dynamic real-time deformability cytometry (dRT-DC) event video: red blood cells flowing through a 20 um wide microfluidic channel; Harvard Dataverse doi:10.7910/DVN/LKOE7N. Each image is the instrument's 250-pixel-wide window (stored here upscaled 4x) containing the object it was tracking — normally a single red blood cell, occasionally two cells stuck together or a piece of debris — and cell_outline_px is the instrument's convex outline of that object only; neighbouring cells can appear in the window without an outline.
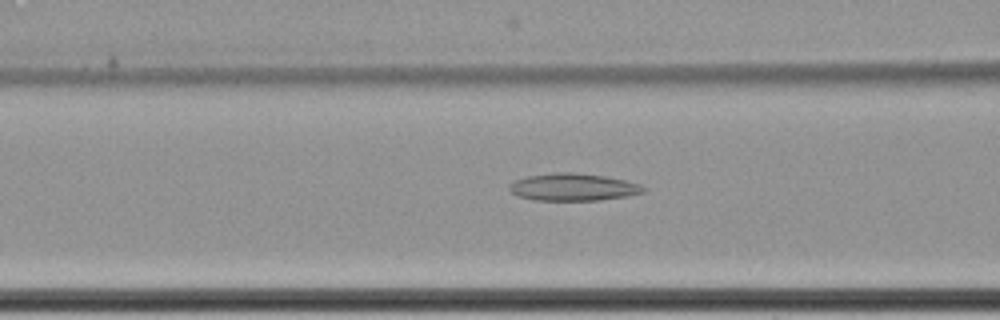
{"species": "common noctule bat (a hibernating species)", "species_latin": "Nyctalus noctula", "temperature_condition": "cold", "stored_images_in_passage": 65, "camera_frame_rate_fps": 3000, "um_per_image_px": 0.085, "animal": {"sex": "female", "body_mass_g": 22.7, "forearm_length_mm": 54.2}, "frame": {"image": 1, "passage_image": 30, "time_ms": 9.667, "image_size_px": [1000, 320], "cell_outline_px": [[648, 188], [644, 192], [628, 196], [600, 200], [532, 200], [516, 196], [508, 188], [508, 184], [516, 180], [528, 176], [556, 172], [576, 172], [604, 176], [624, 180], [640, 184]], "centroid_in_image_um": [48.72, 15.9], "position_along_channel_um": 117.9, "area_um2": 21.5}}
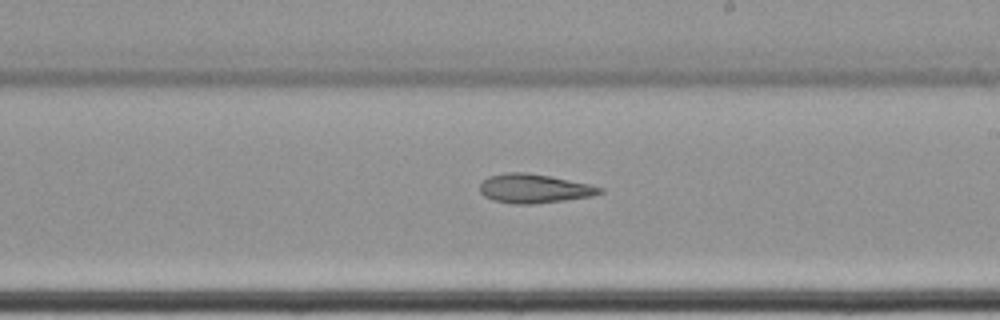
{"frame": {"image": 2, "passage_image": 41, "time_ms": 13.333, "image_size_px": [1000, 320], "cell_outline_px": [[604, 192], [592, 196], [564, 200], [532, 204], [512, 204], [492, 200], [484, 196], [480, 192], [480, 184], [488, 176], [504, 172], [528, 172], [588, 184], [604, 188]], "centroid_in_image_um": [45.37, 16.02], "position_along_channel_um": 243.6, "area_um2": 20.29}}
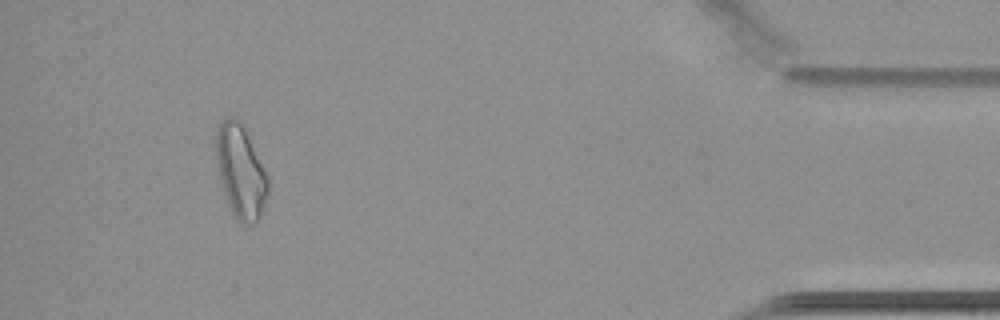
{"frame": {"image": 3, "passage_image": 61, "time_ms": 20.0, "image_size_px": [1000, 320], "cell_outline_px": [[268, 192], [260, 216], [252, 224], [244, 224], [232, 212], [224, 192], [216, 164], [216, 132], [220, 124], [228, 116], [236, 120], [244, 128], [268, 176]], "centroid_in_image_um": [20.45, 14.59], "position_along_channel_um": 414.7, "area_um2": 27.34}}